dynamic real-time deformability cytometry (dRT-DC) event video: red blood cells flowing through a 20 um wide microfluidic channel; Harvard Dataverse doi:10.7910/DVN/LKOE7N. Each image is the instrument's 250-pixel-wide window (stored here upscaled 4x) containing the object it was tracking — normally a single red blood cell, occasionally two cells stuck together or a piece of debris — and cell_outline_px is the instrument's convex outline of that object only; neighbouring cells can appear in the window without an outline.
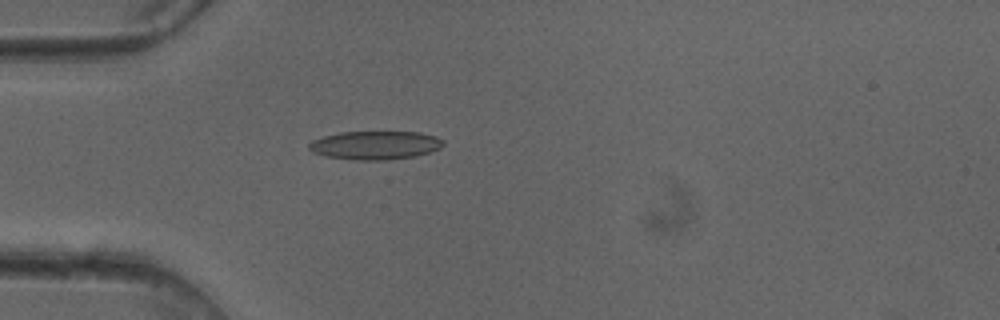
{"species": "common noctule bat (a hibernating species)", "species_latin": "Nyctalus noctula", "temperature_condition": "cold", "stored_images_in_passage": 50, "camera_frame_rate_fps": 3000, "um_per_image_px": 0.085, "animal": {"sex": "female"}, "frame": {"image": 1, "passage_image": 15, "time_ms": 4.667, "image_size_px": [1000, 320], "cell_outline_px": [[444, 144], [440, 148], [416, 156], [388, 160], [352, 160], [324, 156], [312, 152], [308, 148], [308, 144], [312, 140], [324, 136], [340, 132], [420, 132], [436, 136], [444, 140]], "centroid_in_image_um": [31.88, 12.35], "position_along_channel_um": 53.1, "area_um2": 22.48}}
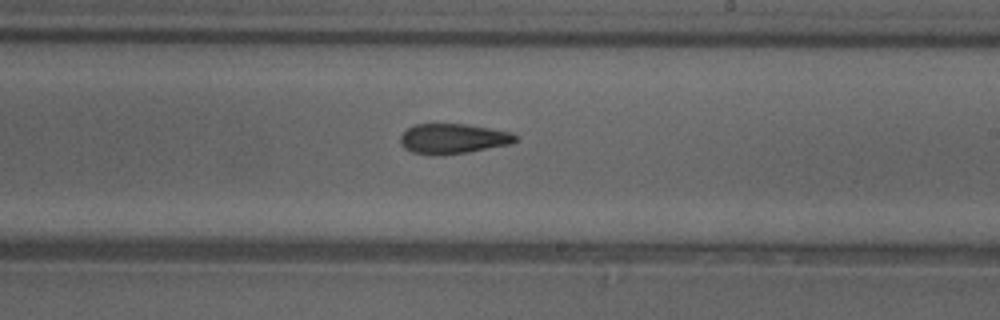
{"frame": {"image": 2, "passage_image": 30, "time_ms": 9.667, "image_size_px": [1000, 320], "cell_outline_px": [[516, 140], [512, 144], [468, 152], [440, 156], [412, 152], [404, 148], [400, 144], [400, 136], [412, 124], [468, 124], [512, 132], [516, 136]], "centroid_in_image_um": [38.5, 11.79], "position_along_channel_um": 250.5, "area_um2": 20.35}}
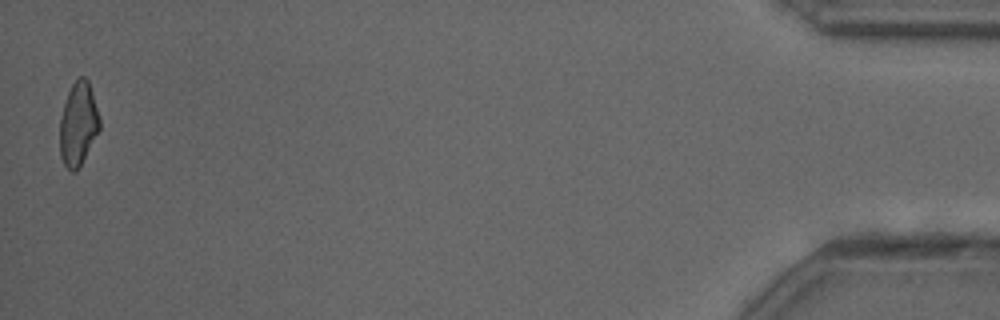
{"frame": {"image": 3, "passage_image": 50, "time_ms": 16.333, "image_size_px": [1000, 320], "cell_outline_px": [[100, 128], [80, 168], [76, 172], [72, 172], [64, 164], [60, 156], [60, 120], [64, 104], [68, 92], [72, 84], [80, 76], [84, 76], [88, 80], [92, 92], [100, 120]], "centroid_in_image_um": [6.65, 10.57], "position_along_channel_um": 428.6, "area_um2": 19.31}, "authors_computed_cell_mechanics": {"area_um2": 20.7502, "velocity_mm_per_s": 4.1133, "shape_relaxation_time_tau1_ms": null, "shape_relaxation_time_tau2_ms": 3.7303, "deformation_change_tau1": null, "deformation_change_tau2": 0.1185}}